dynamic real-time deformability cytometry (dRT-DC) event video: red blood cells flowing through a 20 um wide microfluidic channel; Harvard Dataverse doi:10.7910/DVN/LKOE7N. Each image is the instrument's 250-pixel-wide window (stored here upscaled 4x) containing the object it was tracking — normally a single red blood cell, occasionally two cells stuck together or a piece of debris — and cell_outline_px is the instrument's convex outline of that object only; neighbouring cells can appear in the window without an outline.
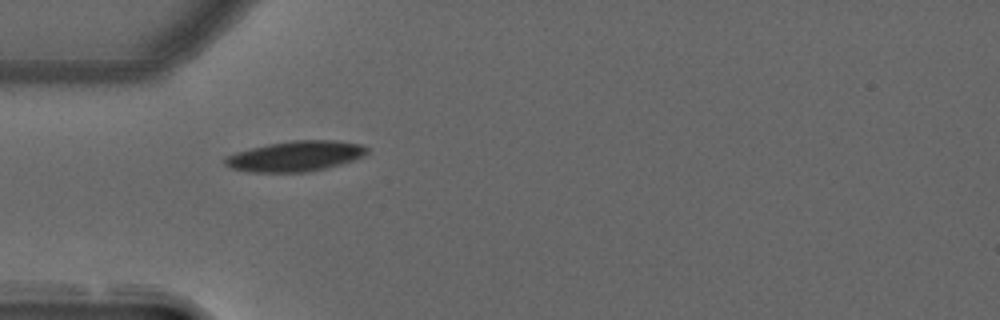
{"species": "common noctule bat (a hibernating species)", "species_latin": "Nyctalus noctula", "temperature_condition": "warm", "stored_images_in_passage": 3, "camera_frame_rate_fps": 3000, "um_per_image_px": 0.085, "animal": {"sex": "male", "forearm_length_mm": 52.5}, "frame": {"image": 1, "passage_image": 1, "time_ms": 0.0, "image_size_px": [1000, 320], "cell_outline_px": [[368, 152], [364, 156], [340, 164], [324, 168], [304, 172], [248, 172], [232, 168], [224, 164], [224, 156], [236, 152], [268, 144], [292, 140], [336, 140], [360, 144], [368, 148]], "centroid_in_image_um": [25.09, 13.27], "position_along_channel_um": 59.9, "area_um2": 25.03}}